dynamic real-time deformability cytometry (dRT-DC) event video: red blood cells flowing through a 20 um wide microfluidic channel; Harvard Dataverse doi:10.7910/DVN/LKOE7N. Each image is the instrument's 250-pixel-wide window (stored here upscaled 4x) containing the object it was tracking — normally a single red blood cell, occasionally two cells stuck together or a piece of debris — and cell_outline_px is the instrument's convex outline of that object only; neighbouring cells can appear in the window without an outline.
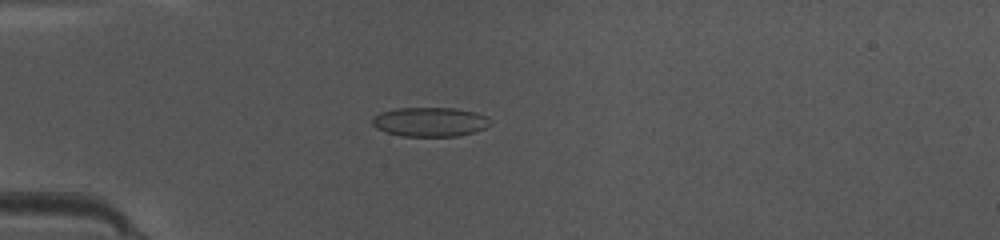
{"species": "common noctule bat (a hibernating species)", "species_latin": "Nyctalus noctula", "temperature_condition": "warm", "stored_images_in_passage": 40, "camera_frame_rate_fps": 3000, "um_per_image_px": 0.085, "animal": {"sex": "female", "body_mass_g": 10.0, "forearm_length_mm": 53.1}, "frame": {"image": 1, "passage_image": 6, "time_ms": 1.667, "image_size_px": [1000, 240], "cell_outline_px": [[492, 124], [484, 128], [472, 132], [456, 136], [404, 136], [388, 132], [376, 128], [372, 124], [372, 116], [380, 112], [396, 108], [456, 108], [476, 112], [488, 116], [492, 120]], "centroid_in_image_um": [36.57, 10.34], "position_along_channel_um": 48.4, "area_um2": 20.23}}
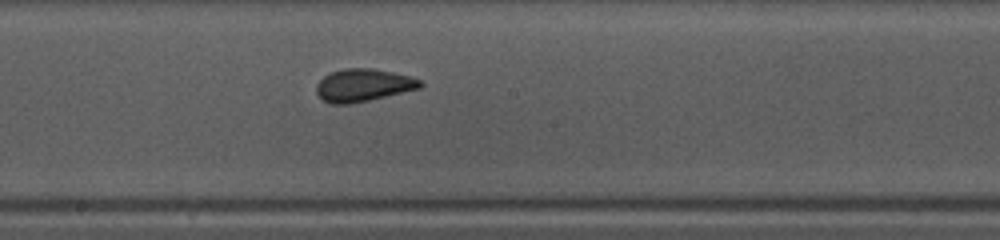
{"frame": {"image": 2, "passage_image": 19, "time_ms": 6.0, "image_size_px": [1000, 240], "cell_outline_px": [[424, 84], [420, 88], [368, 100], [348, 104], [332, 104], [324, 100], [316, 92], [316, 84], [324, 76], [332, 72], [344, 68], [372, 68], [392, 72], [408, 76], [420, 80]], "centroid_in_image_um": [30.86, 7.23], "position_along_channel_um": 217.3, "area_um2": 19.48}}
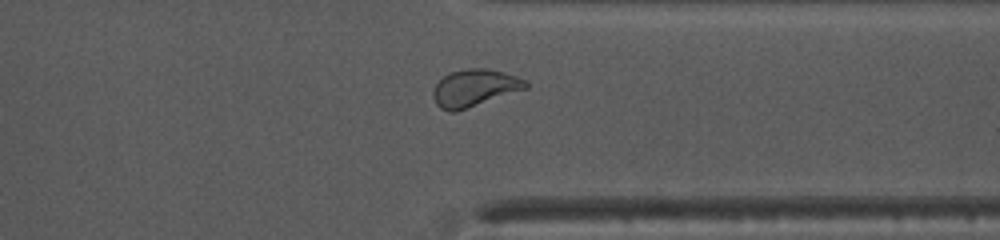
{"frame": {"image": 3, "passage_image": 30, "time_ms": 9.667, "image_size_px": [1000, 240], "cell_outline_px": [[528, 88], [456, 112], [448, 112], [440, 108], [436, 104], [432, 96], [432, 92], [436, 84], [444, 76], [452, 72], [464, 68], [488, 68], [504, 72], [528, 80]], "centroid_in_image_um": [40.34, 7.48], "position_along_channel_um": 371.1, "area_um2": 20.23}, "authors_computed_cell_mechanics": {"area_um2": 19.8832, "velocity_mm_per_s": 4.2087, "shape_relaxation_time_tau1_ms": 6.99, "shape_relaxation_time_tau2_ms": 1.0285, "deformation_change_tau1": 0.1562, "deformation_change_tau2": 0.0607}}